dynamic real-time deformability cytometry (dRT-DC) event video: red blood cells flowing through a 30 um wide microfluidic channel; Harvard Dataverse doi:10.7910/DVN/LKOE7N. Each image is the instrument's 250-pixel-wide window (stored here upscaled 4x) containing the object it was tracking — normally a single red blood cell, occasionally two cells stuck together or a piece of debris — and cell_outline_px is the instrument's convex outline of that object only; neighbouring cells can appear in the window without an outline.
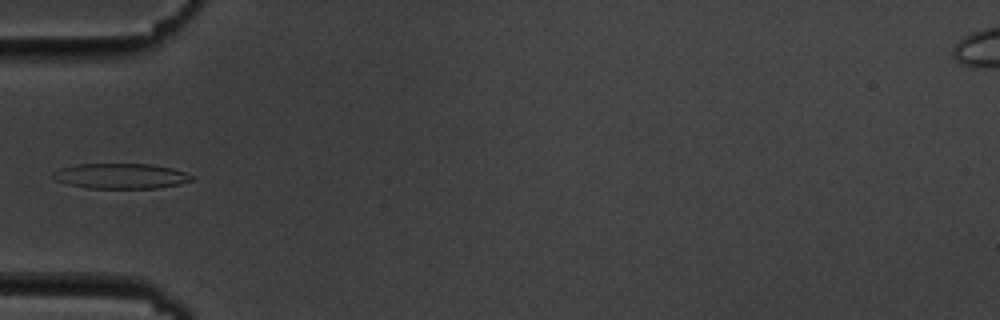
{"species": "common noctule bat (a hibernating species)", "species_latin": "Nyctalus noctula", "temperature_condition": "cold", "stored_images_in_passage": 11, "camera_frame_rate_fps": 3000, "um_per_image_px": 0.085, "animal": {"sex": "male", "body_mass_g": 19.5, "forearm_length_mm": 54.6}, "frame": {"image": 1, "passage_image": 5, "time_ms": 5.667, "image_size_px": [1000, 320], "cell_outline_px": [[196, 180], [180, 184], [156, 188], [88, 188], [68, 184], [56, 180], [52, 176], [52, 172], [60, 168], [76, 164], [152, 164], [172, 168], [196, 176]], "centroid_in_image_um": [10.31, 14.96], "position_along_channel_um": 74.7, "area_um2": 20.58}}
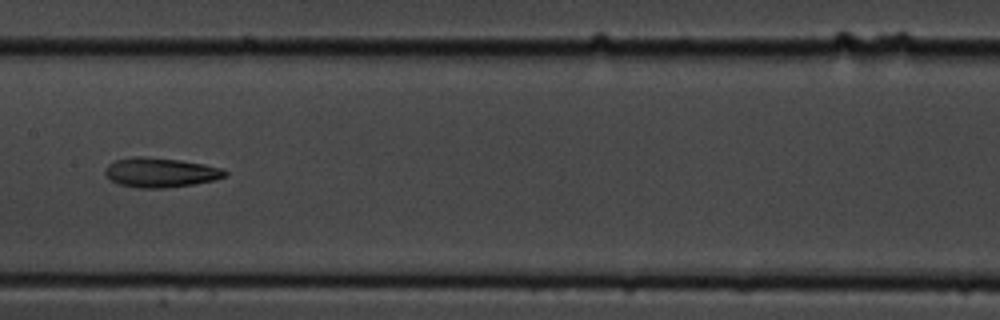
{"frame": {"image": 2, "passage_image": 8, "time_ms": 9.0, "image_size_px": [1000, 320], "cell_outline_px": [[228, 172], [224, 176], [216, 180], [192, 184], [164, 188], [136, 188], [120, 184], [112, 180], [104, 172], [104, 168], [108, 164], [116, 160], [132, 156], [148, 156], [180, 160], [204, 164], [224, 168]], "centroid_in_image_um": [13.64, 14.65], "position_along_channel_um": 193.8, "area_um2": 20.75}}
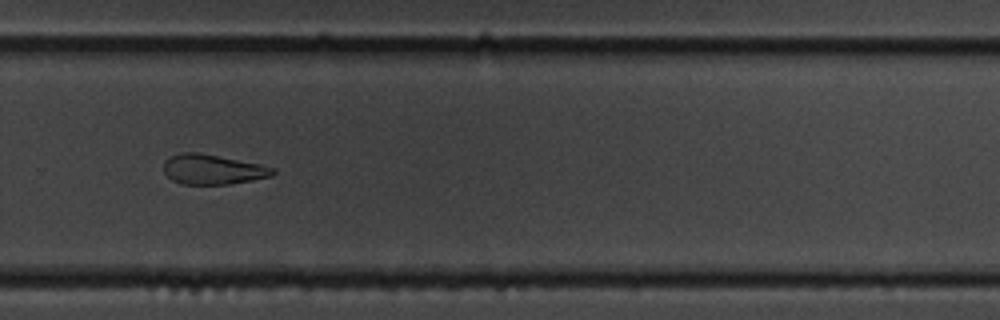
{"frame": {"image": 3, "passage_image": 11, "time_ms": 12.333, "image_size_px": [1000, 320], "cell_outline_px": [[276, 172], [272, 176], [252, 180], [228, 184], [180, 184], [172, 180], [164, 172], [164, 160], [168, 156], [180, 152], [196, 152], [260, 164], [276, 168]], "centroid_in_image_um": [18.06, 14.4], "position_along_channel_um": 311.7, "area_um2": 19.07}}